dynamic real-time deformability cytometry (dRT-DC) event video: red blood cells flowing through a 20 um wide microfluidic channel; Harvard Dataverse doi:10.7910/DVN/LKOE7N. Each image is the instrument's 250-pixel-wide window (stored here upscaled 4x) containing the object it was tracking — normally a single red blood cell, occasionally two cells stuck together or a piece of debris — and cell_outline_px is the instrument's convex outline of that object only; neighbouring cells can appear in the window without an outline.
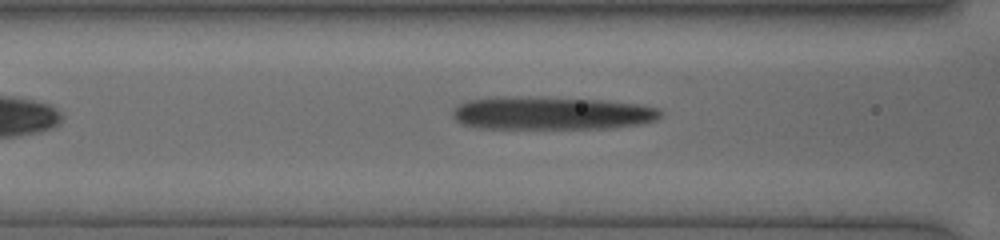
{"species": "human", "species_latin": "Homo sapiens", "temperature_condition": "cold", "stored_images_in_passage": 24, "camera_frame_rate_fps": 3000, "um_per_image_px": 0.085, "donor": {"sex": "female"}, "frame": {"image": 1, "passage_image": 6, "time_ms": 1.667, "image_size_px": [1000, 240], "cell_outline_px": [[660, 116], [656, 120], [640, 124], [612, 128], [480, 128], [460, 124], [452, 116], [452, 112], [460, 104], [472, 100], [600, 100], [636, 104], [660, 108]], "centroid_in_image_um": [46.99, 9.69], "position_along_channel_um": 119.6, "area_um2": 37.74}}
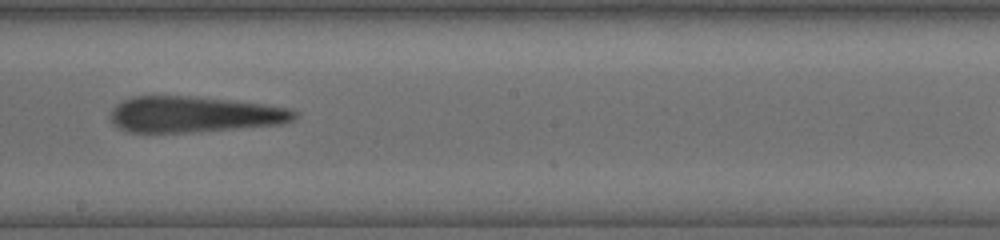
{"frame": {"image": 2, "passage_image": 12, "time_ms": 4.333, "image_size_px": [1000, 240], "cell_outline_px": [[296, 116], [292, 120], [280, 124], [184, 132], [132, 132], [120, 128], [112, 124], [112, 108], [116, 104], [132, 96], [188, 96], [228, 100], [264, 104], [292, 108], [296, 112]], "centroid_in_image_um": [16.48, 9.71], "position_along_channel_um": 231.7, "area_um2": 37.97}}
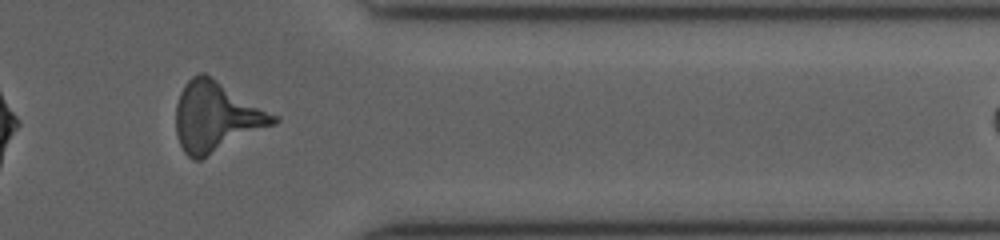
{"frame": {"image": 3, "passage_image": 22, "time_ms": 8.333, "image_size_px": [1000, 240], "cell_outline_px": [[280, 120], [276, 124], [200, 160], [192, 160], [184, 152], [176, 136], [176, 104], [180, 92], [184, 84], [192, 76], [200, 72], [204, 72], [280, 116]], "centroid_in_image_um": [18.39, 9.93], "position_along_channel_um": 393.0, "area_um2": 40.11}}